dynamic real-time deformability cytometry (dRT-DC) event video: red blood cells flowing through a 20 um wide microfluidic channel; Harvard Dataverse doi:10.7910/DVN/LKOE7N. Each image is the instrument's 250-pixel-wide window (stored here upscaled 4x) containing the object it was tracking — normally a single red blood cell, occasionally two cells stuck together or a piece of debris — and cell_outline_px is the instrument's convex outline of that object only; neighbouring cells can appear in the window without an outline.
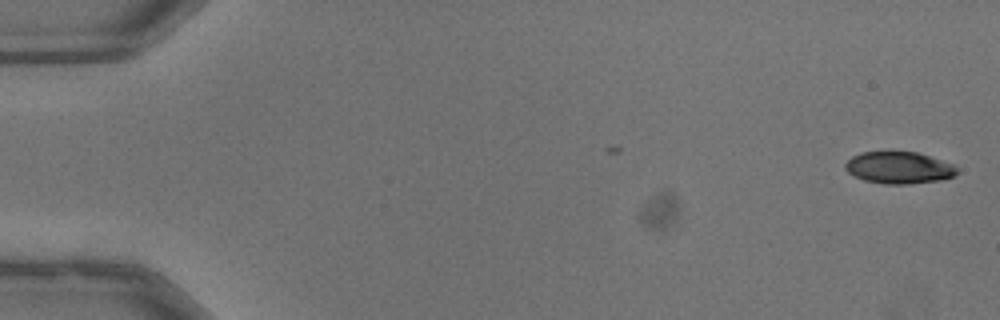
{"species": "common noctule bat (a hibernating species)", "species_latin": "Nyctalus noctula", "temperature_condition": "warm", "stored_images_in_passage": 7, "camera_frame_rate_fps": 3000, "um_per_image_px": 0.085, "animal": {"sex": "male", "body_mass_g": 13.3}, "frame": {"image": 1, "passage_image": 1, "time_ms": 0.0, "image_size_px": [1000, 320], "cell_outline_px": [[960, 172], [956, 176], [940, 180], [908, 184], [884, 184], [864, 180], [848, 172], [844, 168], [844, 164], [852, 156], [860, 152], [916, 152], [952, 164]], "centroid_in_image_um": [76.4, 14.26], "position_along_channel_um": 8.6, "area_um2": 20.69}}